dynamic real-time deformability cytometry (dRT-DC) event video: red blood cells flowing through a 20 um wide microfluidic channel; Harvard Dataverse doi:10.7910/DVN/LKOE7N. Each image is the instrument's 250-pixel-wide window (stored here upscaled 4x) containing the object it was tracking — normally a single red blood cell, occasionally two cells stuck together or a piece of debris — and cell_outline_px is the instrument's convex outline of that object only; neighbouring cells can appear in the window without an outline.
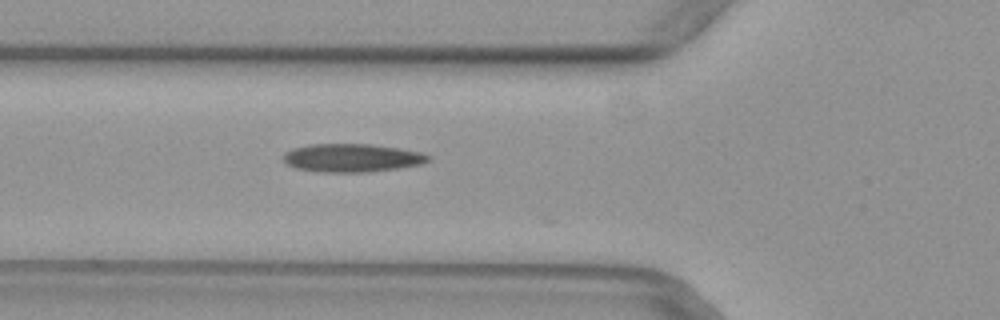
{"species": "common noctule bat (a hibernating species)", "species_latin": "Nyctalus noctula", "temperature_condition": "warm", "stored_images_in_passage": 18, "camera_frame_rate_fps": 3000, "um_per_image_px": 0.085, "animal": {"sex": "female", "body_mass_g": 29.2, "forearm_length_mm": 56.3}, "frame": {"image": 1, "passage_image": 17, "time_ms": 5.333, "image_size_px": [1000, 320], "cell_outline_px": [[432, 160], [420, 164], [400, 168], [368, 172], [320, 172], [296, 168], [288, 164], [284, 160], [284, 152], [292, 148], [308, 144], [372, 144], [400, 148], [420, 152], [432, 156]], "centroid_in_image_um": [29.94, 13.41], "position_along_channel_um": 95.9, "area_um2": 24.04}}